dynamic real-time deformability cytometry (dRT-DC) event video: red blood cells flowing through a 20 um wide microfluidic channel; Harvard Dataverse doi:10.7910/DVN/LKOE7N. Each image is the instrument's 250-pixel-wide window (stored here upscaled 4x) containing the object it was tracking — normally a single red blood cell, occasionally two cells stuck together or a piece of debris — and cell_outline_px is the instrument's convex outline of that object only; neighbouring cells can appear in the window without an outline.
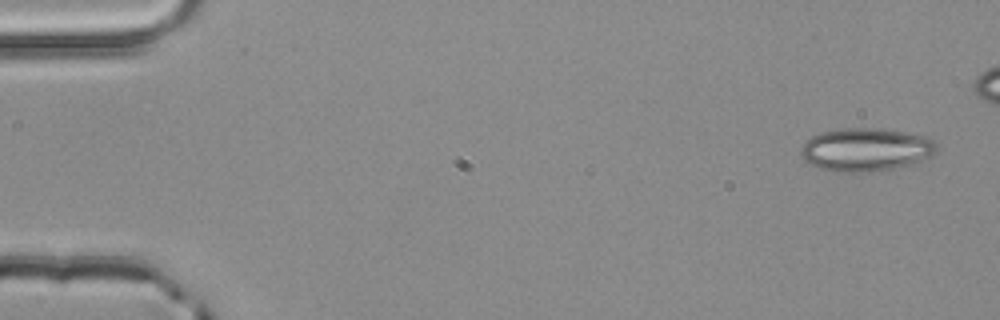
{"species": "common noctule bat (a hibernating species)", "species_latin": "Nyctalus noctula", "temperature_condition": "room temperature", "stored_images_in_passage": 4, "camera_frame_rate_fps": 3000, "um_per_image_px": 0.085, "animal": {"sex": "male", "body_mass_g": 20.4}, "frame": {"image": 1, "passage_image": 1, "time_ms": 0.0, "image_size_px": [1000, 320], "cell_outline_px": [[936, 152], [916, 164], [872, 172], [836, 172], [820, 168], [812, 164], [800, 152], [800, 148], [804, 140], [820, 132], [840, 128], [876, 128], [904, 132], [928, 136], [936, 144]], "centroid_in_image_um": [73.61, 12.71], "position_along_channel_um": 11.4, "area_um2": 34.33}}